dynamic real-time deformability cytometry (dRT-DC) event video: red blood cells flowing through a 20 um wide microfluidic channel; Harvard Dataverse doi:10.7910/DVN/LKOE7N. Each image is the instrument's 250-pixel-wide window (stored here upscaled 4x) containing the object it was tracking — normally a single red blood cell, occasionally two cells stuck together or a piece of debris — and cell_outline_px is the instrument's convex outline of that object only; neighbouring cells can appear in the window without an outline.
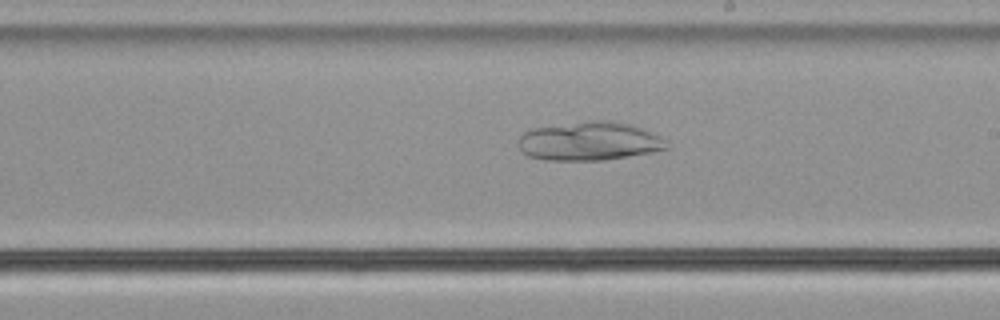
{"species": "common noctule bat (a hibernating species)", "species_latin": "Nyctalus noctula", "temperature_condition": "cold", "stored_images_in_passage": 55, "camera_frame_rate_fps": 3000, "um_per_image_px": 0.085, "animal": {"sex": "male", "body_mass_g": 21.5, "forearm_length_mm": 52.0}, "frame": {"image": 1, "passage_image": 32, "time_ms": 10.333, "image_size_px": [1000, 320], "cell_outline_px": [[668, 148], [652, 152], [604, 160], [544, 160], [528, 156], [520, 148], [520, 136], [524, 132], [532, 128], [584, 120], [604, 120], [632, 124], [660, 136], [668, 140]], "centroid_in_image_um": [50.11, 11.99], "position_along_channel_um": 238.9, "area_um2": 33.58}}
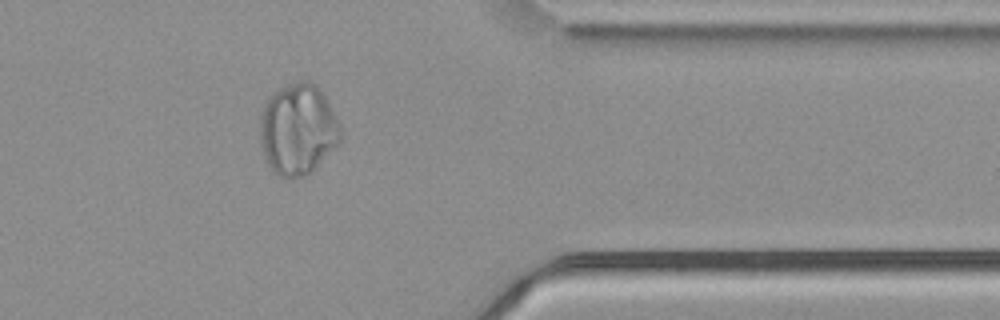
{"frame": {"image": 2, "passage_image": 45, "time_ms": 14.667, "image_size_px": [1000, 320], "cell_outline_px": [[340, 140], [312, 172], [304, 176], [276, 176], [268, 168], [264, 160], [260, 144], [260, 116], [264, 104], [268, 96], [272, 92], [296, 80], [312, 80], [324, 92], [340, 124]], "centroid_in_image_um": [25.29, 10.96], "position_along_channel_um": 386.1, "area_um2": 43.41}}